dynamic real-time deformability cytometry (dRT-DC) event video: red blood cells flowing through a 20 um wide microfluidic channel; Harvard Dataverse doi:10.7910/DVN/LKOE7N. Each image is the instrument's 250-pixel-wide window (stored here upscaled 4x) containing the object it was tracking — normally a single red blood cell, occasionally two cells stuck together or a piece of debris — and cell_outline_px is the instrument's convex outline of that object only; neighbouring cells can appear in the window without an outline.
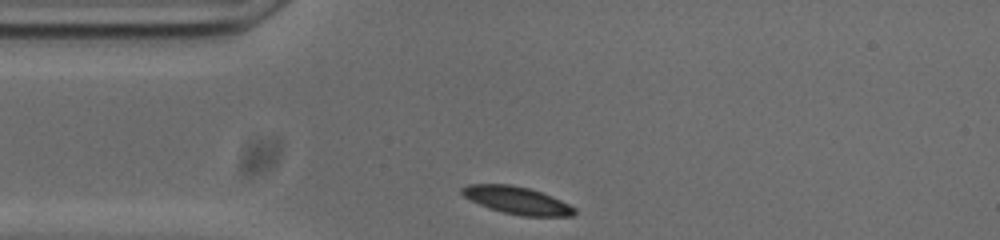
{"species": "common noctule bat (a hibernating species)", "species_latin": "Nyctalus noctula", "temperature_condition": "cold", "stored_images_in_passage": 31, "camera_frame_rate_fps": 3000, "um_per_image_px": 0.085, "animal": {"sex": "male", "body_mass_g": 20.0, "forearm_length_mm": 53.3}, "frame": {"image": 1, "passage_image": 1, "time_ms": 0.0, "image_size_px": [1000, 240], "cell_outline_px": [[576, 212], [572, 216], [520, 216], [488, 208], [464, 196], [460, 192], [460, 188], [468, 184], [508, 184], [528, 188], [552, 196], [576, 208]], "centroid_in_image_um": [43.94, 17.03], "position_along_channel_um": 41.1, "area_um2": 17.86}}
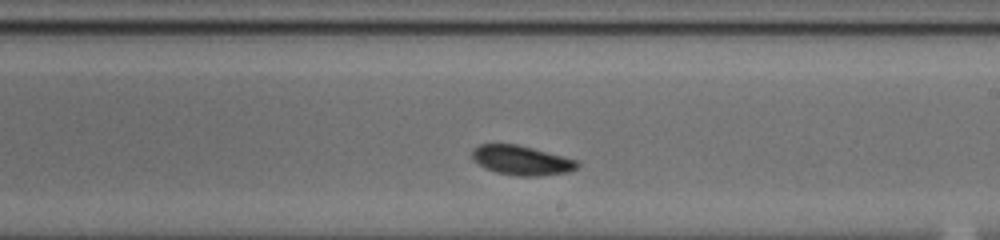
{"frame": {"image": 2, "passage_image": 19, "time_ms": 6.0, "image_size_px": [1000, 240], "cell_outline_px": [[580, 164], [576, 168], [568, 172], [540, 176], [516, 176], [496, 172], [484, 168], [472, 160], [472, 148], [480, 144], [516, 144], [564, 156], [576, 160]], "centroid_in_image_um": [44.29, 13.63], "position_along_channel_um": 244.7, "area_um2": 18.15}}
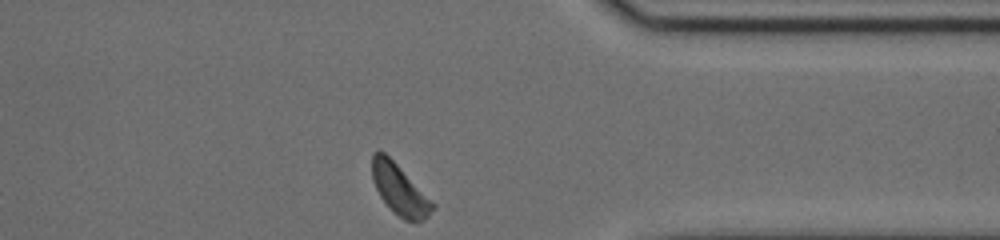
{"frame": {"image": 3, "passage_image": 31, "time_ms": 10.0, "image_size_px": [1000, 240], "cell_outline_px": [[436, 208], [424, 220], [404, 220], [380, 196], [372, 180], [372, 152], [384, 152], [436, 204]], "centroid_in_image_um": [33.98, 16.11], "position_along_channel_um": 377.4, "area_um2": 17.22}, "authors_computed_cell_mechanics": {"area_um2": 18.207, "velocity_mm_per_s": 3.6622, "shape_relaxation_time_tau1_ms": 2.191, "shape_relaxation_time_tau2_ms": null, "deformation_change_tau1": 0.093, "deformation_change_tau2": null}}